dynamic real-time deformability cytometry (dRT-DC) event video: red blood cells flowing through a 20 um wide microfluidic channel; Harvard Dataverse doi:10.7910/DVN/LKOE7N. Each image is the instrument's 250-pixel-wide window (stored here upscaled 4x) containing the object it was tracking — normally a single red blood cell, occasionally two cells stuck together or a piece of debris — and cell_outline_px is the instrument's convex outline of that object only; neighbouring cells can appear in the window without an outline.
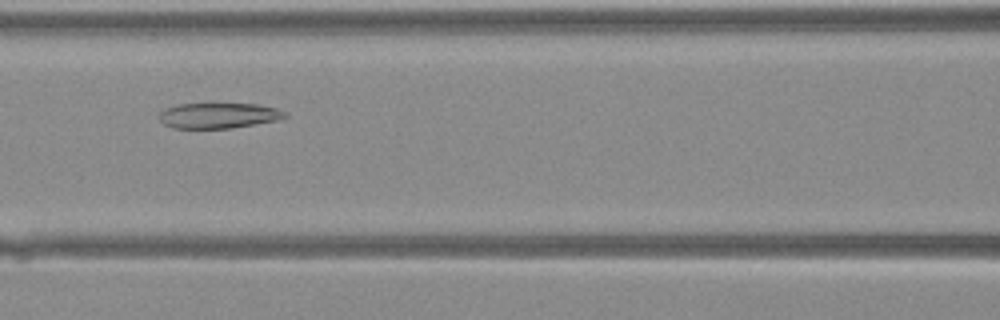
{"species": "Egyptian fruit bat (a non-hibernating species)", "species_latin": "Rousettus aegyptiacus", "temperature_condition": "warm", "stored_images_in_passage": 38, "camera_frame_rate_fps": 3000, "um_per_image_px": 0.085, "animal": {"sex": "female"}, "frame": {"image": 1, "passage_image": 15, "time_ms": 4.667, "image_size_px": [1000, 320], "cell_outline_px": [[288, 116], [276, 120], [256, 124], [232, 128], [172, 128], [164, 124], [160, 120], [160, 112], [164, 108], [176, 104], [212, 100], [256, 104], [276, 108], [288, 112]], "centroid_in_image_um": [18.56, 9.75], "position_along_channel_um": 148.0, "area_um2": 19.83}}
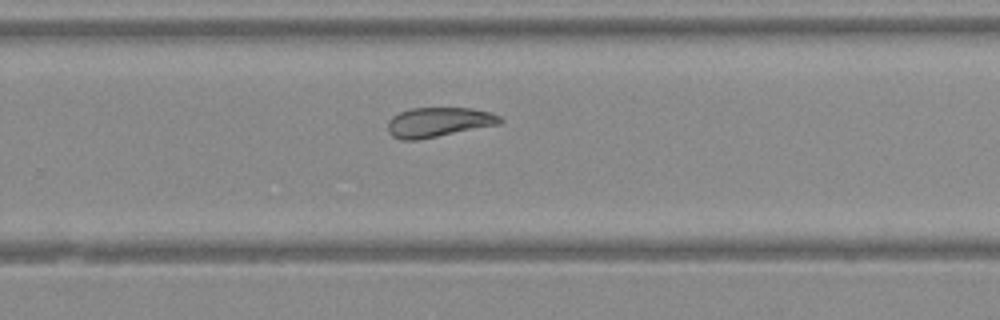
{"frame": {"image": 2, "passage_image": 24, "time_ms": 7.667, "image_size_px": [1000, 320], "cell_outline_px": [[504, 120], [500, 124], [416, 140], [400, 140], [392, 136], [388, 132], [388, 120], [392, 116], [400, 112], [412, 108], [472, 108], [492, 112], [500, 116]], "centroid_in_image_um": [37.28, 10.38], "position_along_channel_um": 292.5, "area_um2": 19.42}}
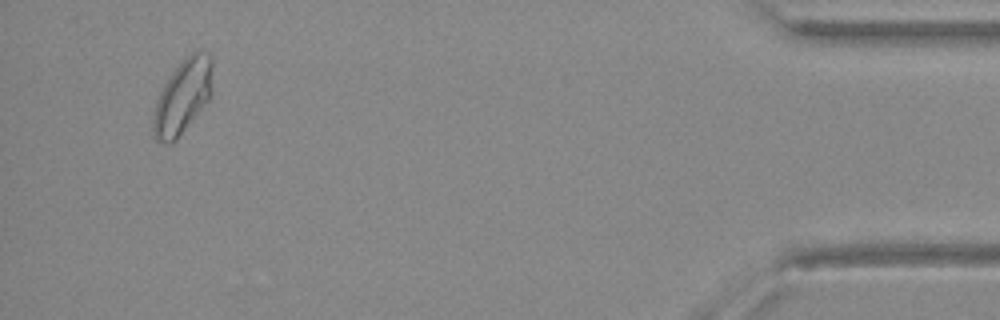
{"frame": {"image": 3, "passage_image": 36, "time_ms": 11.667, "image_size_px": [1000, 320], "cell_outline_px": [[212, 92], [208, 100], [176, 140], [172, 144], [164, 144], [156, 140], [152, 128], [152, 120], [156, 100], [164, 84], [172, 72], [184, 56], [196, 48], [200, 48], [208, 52], [212, 60]], "centroid_in_image_um": [15.53, 8.16], "position_along_channel_um": 419.7, "area_um2": 26.07}}